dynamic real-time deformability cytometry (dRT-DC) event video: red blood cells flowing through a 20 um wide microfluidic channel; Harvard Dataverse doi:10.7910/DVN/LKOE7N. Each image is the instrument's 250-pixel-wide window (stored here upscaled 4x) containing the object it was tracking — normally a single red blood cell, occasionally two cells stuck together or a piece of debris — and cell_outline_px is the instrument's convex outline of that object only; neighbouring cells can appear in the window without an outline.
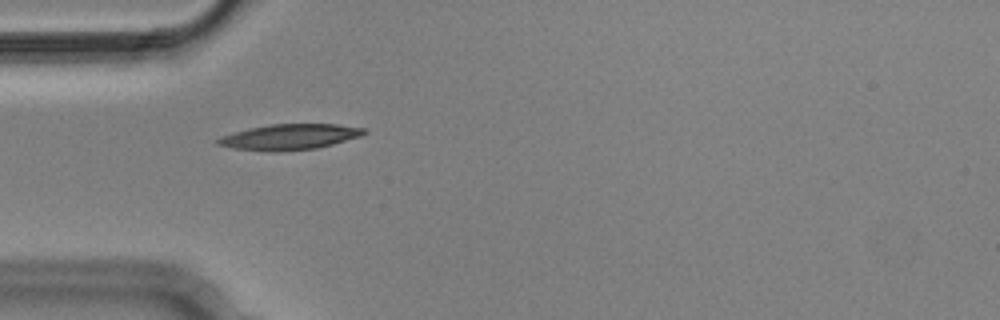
{"species": "Egyptian fruit bat (a non-hibernating species)", "species_latin": "Rousettus aegyptiacus", "temperature_condition": "cold", "stored_images_in_passage": 5, "camera_frame_rate_fps": 3000, "um_per_image_px": 0.085, "animal": {"sex": "male"}, "frame": {"image": 1, "passage_image": 1, "time_ms": 0.0, "image_size_px": [1000, 320], "cell_outline_px": [[368, 132], [360, 136], [332, 144], [316, 148], [280, 152], [272, 152], [232, 148], [216, 144], [216, 140], [224, 136], [248, 128], [272, 124], [336, 124], [364, 128]], "centroid_in_image_um": [24.62, 11.64], "position_along_channel_um": 60.4, "area_um2": 21.68}}
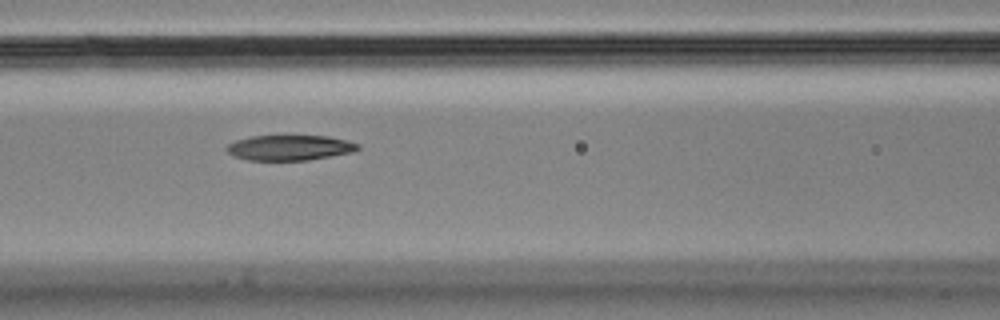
{"frame": {"image": 2, "passage_image": 3, "time_ms": 0.667, "image_size_px": [1000, 320], "cell_outline_px": [[360, 148], [356, 152], [308, 160], [248, 160], [232, 156], [224, 148], [228, 144], [236, 140], [252, 136], [328, 136], [348, 140], [360, 144]], "centroid_in_image_um": [24.65, 12.56], "position_along_channel_um": 141.9, "area_um2": 19.54}}
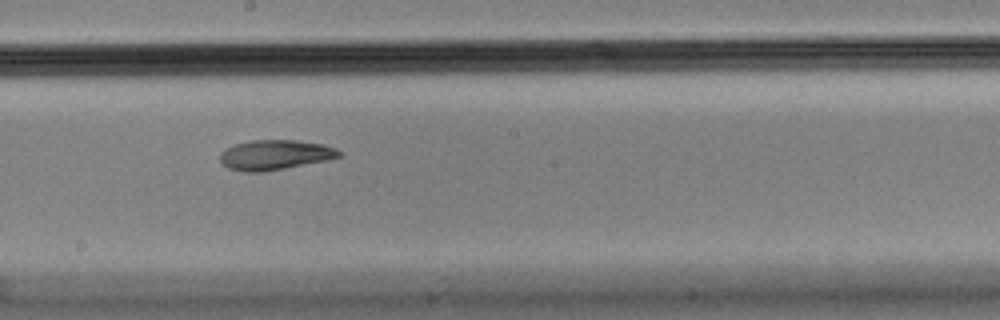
{"frame": {"image": 3, "passage_image": 5, "time_ms": 1.333, "image_size_px": [1000, 320], "cell_outline_px": [[340, 156], [328, 160], [264, 172], [244, 172], [228, 168], [220, 160], [220, 152], [236, 144], [252, 140], [296, 140], [324, 144], [336, 148], [340, 152]], "centroid_in_image_um": [23.38, 13.17], "position_along_channel_um": 224.8, "area_um2": 20.69}}